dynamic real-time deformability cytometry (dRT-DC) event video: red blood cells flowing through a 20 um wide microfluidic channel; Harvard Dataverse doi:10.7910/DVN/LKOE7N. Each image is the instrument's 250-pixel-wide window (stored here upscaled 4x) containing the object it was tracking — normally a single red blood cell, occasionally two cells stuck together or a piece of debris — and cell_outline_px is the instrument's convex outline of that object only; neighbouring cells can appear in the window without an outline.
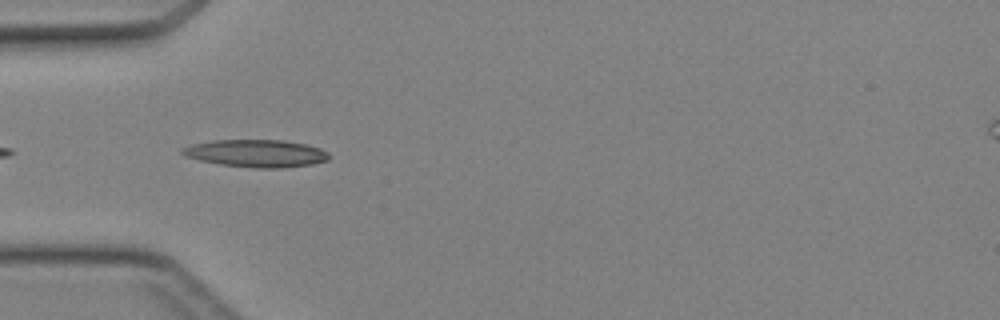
{"species": "Egyptian fruit bat (a non-hibernating species)", "species_latin": "Rousettus aegyptiacus", "temperature_condition": "cold", "stored_images_in_passage": 4, "camera_frame_rate_fps": 3000, "um_per_image_px": 0.085, "animal": {"sex": "female"}, "frame": {"image": 1, "passage_image": 2, "time_ms": 0.333, "image_size_px": [1000, 320], "cell_outline_px": [[328, 160], [312, 164], [280, 168], [252, 168], [220, 164], [200, 160], [184, 156], [180, 152], [180, 148], [192, 144], [212, 140], [284, 140], [304, 144], [320, 148], [328, 152]], "centroid_in_image_um": [21.74, 13.03], "position_along_channel_um": 63.3, "area_um2": 23.52}}